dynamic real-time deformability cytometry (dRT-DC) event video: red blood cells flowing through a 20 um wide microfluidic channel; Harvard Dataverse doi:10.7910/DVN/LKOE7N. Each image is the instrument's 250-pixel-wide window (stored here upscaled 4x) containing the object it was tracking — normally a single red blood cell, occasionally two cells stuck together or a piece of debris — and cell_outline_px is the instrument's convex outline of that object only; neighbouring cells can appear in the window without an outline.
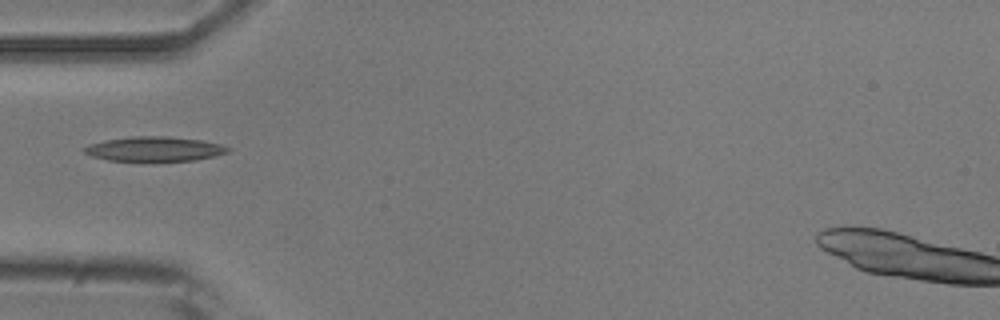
{"species": "common noctule bat (a hibernating species)", "species_latin": "Nyctalus noctula", "temperature_condition": "room temperature", "stored_images_in_passage": 37, "camera_frame_rate_fps": 3000, "um_per_image_px": 0.085, "animal": {"sex": "male", "body_mass_g": 20.5, "forearm_length_mm": 52.5}, "frame": {"image": 1, "passage_image": 1, "time_ms": 0.0, "image_size_px": [1000, 320], "cell_outline_px": [[232, 148], [228, 152], [216, 156], [196, 160], [108, 160], [92, 156], [84, 152], [84, 148], [88, 144], [104, 140], [132, 136], [168, 136], [200, 140], [220, 144]], "centroid_in_image_um": [13.15, 12.65], "position_along_channel_um": 71.9, "area_um2": 20.4}}
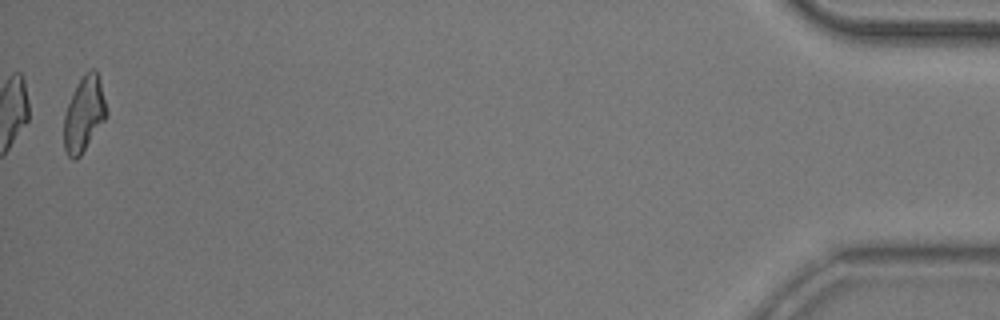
{"frame": {"image": 2, "passage_image": 37, "time_ms": 12.0, "image_size_px": [1000, 320], "cell_outline_px": [[108, 116], [80, 156], [76, 160], [72, 160], [68, 156], [64, 148], [64, 116], [68, 104], [84, 72], [88, 68], [96, 68], [108, 112]], "centroid_in_image_um": [7.16, 9.71], "position_along_channel_um": 428.0, "area_um2": 18.55}}